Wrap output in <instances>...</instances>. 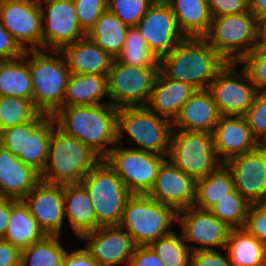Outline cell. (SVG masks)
Instances as JSON below:
<instances>
[{"mask_svg":"<svg viewBox=\"0 0 266 266\" xmlns=\"http://www.w3.org/2000/svg\"><path fill=\"white\" fill-rule=\"evenodd\" d=\"M147 195L178 212L195 205L196 181L167 158Z\"/></svg>","mask_w":266,"mask_h":266,"instance_id":"cell-21","label":"cell"},{"mask_svg":"<svg viewBox=\"0 0 266 266\" xmlns=\"http://www.w3.org/2000/svg\"><path fill=\"white\" fill-rule=\"evenodd\" d=\"M85 240V249L99 266H117L125 263L129 266L136 247L128 232L119 225L101 226L86 233L80 240Z\"/></svg>","mask_w":266,"mask_h":266,"instance_id":"cell-19","label":"cell"},{"mask_svg":"<svg viewBox=\"0 0 266 266\" xmlns=\"http://www.w3.org/2000/svg\"><path fill=\"white\" fill-rule=\"evenodd\" d=\"M55 125L52 115L40 112L29 122L4 129L0 144L41 174L47 162Z\"/></svg>","mask_w":266,"mask_h":266,"instance_id":"cell-9","label":"cell"},{"mask_svg":"<svg viewBox=\"0 0 266 266\" xmlns=\"http://www.w3.org/2000/svg\"><path fill=\"white\" fill-rule=\"evenodd\" d=\"M11 213V198L0 197V239H3Z\"/></svg>","mask_w":266,"mask_h":266,"instance_id":"cell-51","label":"cell"},{"mask_svg":"<svg viewBox=\"0 0 266 266\" xmlns=\"http://www.w3.org/2000/svg\"><path fill=\"white\" fill-rule=\"evenodd\" d=\"M115 146L104 159L115 170L131 194H148L160 167L168 156L130 147L121 148L120 143Z\"/></svg>","mask_w":266,"mask_h":266,"instance_id":"cell-11","label":"cell"},{"mask_svg":"<svg viewBox=\"0 0 266 266\" xmlns=\"http://www.w3.org/2000/svg\"><path fill=\"white\" fill-rule=\"evenodd\" d=\"M46 234L39 227L23 200L11 198V213L4 240L20 251L42 240Z\"/></svg>","mask_w":266,"mask_h":266,"instance_id":"cell-30","label":"cell"},{"mask_svg":"<svg viewBox=\"0 0 266 266\" xmlns=\"http://www.w3.org/2000/svg\"><path fill=\"white\" fill-rule=\"evenodd\" d=\"M212 18L249 11V0H207Z\"/></svg>","mask_w":266,"mask_h":266,"instance_id":"cell-45","label":"cell"},{"mask_svg":"<svg viewBox=\"0 0 266 266\" xmlns=\"http://www.w3.org/2000/svg\"><path fill=\"white\" fill-rule=\"evenodd\" d=\"M261 27L249 10L212 18L210 30L204 38L227 62H239L260 44Z\"/></svg>","mask_w":266,"mask_h":266,"instance_id":"cell-6","label":"cell"},{"mask_svg":"<svg viewBox=\"0 0 266 266\" xmlns=\"http://www.w3.org/2000/svg\"><path fill=\"white\" fill-rule=\"evenodd\" d=\"M226 64L205 38L185 37L159 59V70L170 79L206 90Z\"/></svg>","mask_w":266,"mask_h":266,"instance_id":"cell-2","label":"cell"},{"mask_svg":"<svg viewBox=\"0 0 266 266\" xmlns=\"http://www.w3.org/2000/svg\"><path fill=\"white\" fill-rule=\"evenodd\" d=\"M155 0H107V10L128 27L137 26Z\"/></svg>","mask_w":266,"mask_h":266,"instance_id":"cell-40","label":"cell"},{"mask_svg":"<svg viewBox=\"0 0 266 266\" xmlns=\"http://www.w3.org/2000/svg\"><path fill=\"white\" fill-rule=\"evenodd\" d=\"M149 247L166 266H190L191 250L181 233H173L152 242Z\"/></svg>","mask_w":266,"mask_h":266,"instance_id":"cell-37","label":"cell"},{"mask_svg":"<svg viewBox=\"0 0 266 266\" xmlns=\"http://www.w3.org/2000/svg\"><path fill=\"white\" fill-rule=\"evenodd\" d=\"M250 205L251 203L234 189L213 205L209 211L231 229L244 228Z\"/></svg>","mask_w":266,"mask_h":266,"instance_id":"cell-38","label":"cell"},{"mask_svg":"<svg viewBox=\"0 0 266 266\" xmlns=\"http://www.w3.org/2000/svg\"><path fill=\"white\" fill-rule=\"evenodd\" d=\"M24 52L13 36L0 23V60L16 59L22 56Z\"/></svg>","mask_w":266,"mask_h":266,"instance_id":"cell-47","label":"cell"},{"mask_svg":"<svg viewBox=\"0 0 266 266\" xmlns=\"http://www.w3.org/2000/svg\"><path fill=\"white\" fill-rule=\"evenodd\" d=\"M159 67H137L115 58L108 73V102L116 108L146 106Z\"/></svg>","mask_w":266,"mask_h":266,"instance_id":"cell-12","label":"cell"},{"mask_svg":"<svg viewBox=\"0 0 266 266\" xmlns=\"http://www.w3.org/2000/svg\"><path fill=\"white\" fill-rule=\"evenodd\" d=\"M129 266H166L149 246H136Z\"/></svg>","mask_w":266,"mask_h":266,"instance_id":"cell-48","label":"cell"},{"mask_svg":"<svg viewBox=\"0 0 266 266\" xmlns=\"http://www.w3.org/2000/svg\"><path fill=\"white\" fill-rule=\"evenodd\" d=\"M177 223L191 252L217 250L219 247L226 249L231 228L209 210L192 206L178 211Z\"/></svg>","mask_w":266,"mask_h":266,"instance_id":"cell-16","label":"cell"},{"mask_svg":"<svg viewBox=\"0 0 266 266\" xmlns=\"http://www.w3.org/2000/svg\"><path fill=\"white\" fill-rule=\"evenodd\" d=\"M221 114L206 90H196L172 122V130L213 133Z\"/></svg>","mask_w":266,"mask_h":266,"instance_id":"cell-24","label":"cell"},{"mask_svg":"<svg viewBox=\"0 0 266 266\" xmlns=\"http://www.w3.org/2000/svg\"><path fill=\"white\" fill-rule=\"evenodd\" d=\"M244 229L266 246V203L250 205Z\"/></svg>","mask_w":266,"mask_h":266,"instance_id":"cell-44","label":"cell"},{"mask_svg":"<svg viewBox=\"0 0 266 266\" xmlns=\"http://www.w3.org/2000/svg\"><path fill=\"white\" fill-rule=\"evenodd\" d=\"M168 159L195 181L214 172L219 161L213 133L172 130Z\"/></svg>","mask_w":266,"mask_h":266,"instance_id":"cell-10","label":"cell"},{"mask_svg":"<svg viewBox=\"0 0 266 266\" xmlns=\"http://www.w3.org/2000/svg\"><path fill=\"white\" fill-rule=\"evenodd\" d=\"M52 116L60 130L79 139L102 159L117 144L118 108L109 103L63 106Z\"/></svg>","mask_w":266,"mask_h":266,"instance_id":"cell-1","label":"cell"},{"mask_svg":"<svg viewBox=\"0 0 266 266\" xmlns=\"http://www.w3.org/2000/svg\"><path fill=\"white\" fill-rule=\"evenodd\" d=\"M22 97L33 101L29 50L16 59L0 60V97Z\"/></svg>","mask_w":266,"mask_h":266,"instance_id":"cell-31","label":"cell"},{"mask_svg":"<svg viewBox=\"0 0 266 266\" xmlns=\"http://www.w3.org/2000/svg\"><path fill=\"white\" fill-rule=\"evenodd\" d=\"M79 25L87 35L101 14L107 11V0H73Z\"/></svg>","mask_w":266,"mask_h":266,"instance_id":"cell-42","label":"cell"},{"mask_svg":"<svg viewBox=\"0 0 266 266\" xmlns=\"http://www.w3.org/2000/svg\"><path fill=\"white\" fill-rule=\"evenodd\" d=\"M48 52L29 50V70L34 106L42 113L53 115L63 107L70 72L61 51Z\"/></svg>","mask_w":266,"mask_h":266,"instance_id":"cell-4","label":"cell"},{"mask_svg":"<svg viewBox=\"0 0 266 266\" xmlns=\"http://www.w3.org/2000/svg\"><path fill=\"white\" fill-rule=\"evenodd\" d=\"M97 215V229L119 225L127 199L132 195L115 170L102 159L82 180Z\"/></svg>","mask_w":266,"mask_h":266,"instance_id":"cell-8","label":"cell"},{"mask_svg":"<svg viewBox=\"0 0 266 266\" xmlns=\"http://www.w3.org/2000/svg\"><path fill=\"white\" fill-rule=\"evenodd\" d=\"M108 94V75L70 74L63 106L101 105Z\"/></svg>","mask_w":266,"mask_h":266,"instance_id":"cell-29","label":"cell"},{"mask_svg":"<svg viewBox=\"0 0 266 266\" xmlns=\"http://www.w3.org/2000/svg\"><path fill=\"white\" fill-rule=\"evenodd\" d=\"M41 175L0 144V197L22 200Z\"/></svg>","mask_w":266,"mask_h":266,"instance_id":"cell-23","label":"cell"},{"mask_svg":"<svg viewBox=\"0 0 266 266\" xmlns=\"http://www.w3.org/2000/svg\"><path fill=\"white\" fill-rule=\"evenodd\" d=\"M225 251L232 266H266V246L244 228L230 230Z\"/></svg>","mask_w":266,"mask_h":266,"instance_id":"cell-32","label":"cell"},{"mask_svg":"<svg viewBox=\"0 0 266 266\" xmlns=\"http://www.w3.org/2000/svg\"><path fill=\"white\" fill-rule=\"evenodd\" d=\"M234 189L231 171L225 164H221L214 172L196 181L194 206L202 210H209Z\"/></svg>","mask_w":266,"mask_h":266,"instance_id":"cell-33","label":"cell"},{"mask_svg":"<svg viewBox=\"0 0 266 266\" xmlns=\"http://www.w3.org/2000/svg\"><path fill=\"white\" fill-rule=\"evenodd\" d=\"M171 7L179 31L184 37L204 38L212 17L207 0H165Z\"/></svg>","mask_w":266,"mask_h":266,"instance_id":"cell-28","label":"cell"},{"mask_svg":"<svg viewBox=\"0 0 266 266\" xmlns=\"http://www.w3.org/2000/svg\"><path fill=\"white\" fill-rule=\"evenodd\" d=\"M238 63H242L257 92H266V50L258 44Z\"/></svg>","mask_w":266,"mask_h":266,"instance_id":"cell-41","label":"cell"},{"mask_svg":"<svg viewBox=\"0 0 266 266\" xmlns=\"http://www.w3.org/2000/svg\"><path fill=\"white\" fill-rule=\"evenodd\" d=\"M213 142L222 164L260 145L253 136L245 116L237 115H221L213 131Z\"/></svg>","mask_w":266,"mask_h":266,"instance_id":"cell-22","label":"cell"},{"mask_svg":"<svg viewBox=\"0 0 266 266\" xmlns=\"http://www.w3.org/2000/svg\"><path fill=\"white\" fill-rule=\"evenodd\" d=\"M238 62H227L208 87L221 115L244 116L258 93L247 71Z\"/></svg>","mask_w":266,"mask_h":266,"instance_id":"cell-13","label":"cell"},{"mask_svg":"<svg viewBox=\"0 0 266 266\" xmlns=\"http://www.w3.org/2000/svg\"><path fill=\"white\" fill-rule=\"evenodd\" d=\"M65 218L80 239L97 229V215L85 187L81 183L63 185Z\"/></svg>","mask_w":266,"mask_h":266,"instance_id":"cell-27","label":"cell"},{"mask_svg":"<svg viewBox=\"0 0 266 266\" xmlns=\"http://www.w3.org/2000/svg\"><path fill=\"white\" fill-rule=\"evenodd\" d=\"M178 212L149 197L147 194H132L126 201L119 226L125 229L136 246H149L152 242L174 231Z\"/></svg>","mask_w":266,"mask_h":266,"instance_id":"cell-5","label":"cell"},{"mask_svg":"<svg viewBox=\"0 0 266 266\" xmlns=\"http://www.w3.org/2000/svg\"><path fill=\"white\" fill-rule=\"evenodd\" d=\"M225 165L232 173L234 188L248 202L266 203V148L259 145Z\"/></svg>","mask_w":266,"mask_h":266,"instance_id":"cell-18","label":"cell"},{"mask_svg":"<svg viewBox=\"0 0 266 266\" xmlns=\"http://www.w3.org/2000/svg\"><path fill=\"white\" fill-rule=\"evenodd\" d=\"M115 59L131 66L159 67V59L149 49L136 26L128 28L125 44Z\"/></svg>","mask_w":266,"mask_h":266,"instance_id":"cell-36","label":"cell"},{"mask_svg":"<svg viewBox=\"0 0 266 266\" xmlns=\"http://www.w3.org/2000/svg\"><path fill=\"white\" fill-rule=\"evenodd\" d=\"M21 251L10 242L0 239V266H20Z\"/></svg>","mask_w":266,"mask_h":266,"instance_id":"cell-50","label":"cell"},{"mask_svg":"<svg viewBox=\"0 0 266 266\" xmlns=\"http://www.w3.org/2000/svg\"><path fill=\"white\" fill-rule=\"evenodd\" d=\"M136 27L158 59L185 38L165 0H155Z\"/></svg>","mask_w":266,"mask_h":266,"instance_id":"cell-17","label":"cell"},{"mask_svg":"<svg viewBox=\"0 0 266 266\" xmlns=\"http://www.w3.org/2000/svg\"><path fill=\"white\" fill-rule=\"evenodd\" d=\"M46 235H60L65 222L63 185L41 180L23 199Z\"/></svg>","mask_w":266,"mask_h":266,"instance_id":"cell-20","label":"cell"},{"mask_svg":"<svg viewBox=\"0 0 266 266\" xmlns=\"http://www.w3.org/2000/svg\"><path fill=\"white\" fill-rule=\"evenodd\" d=\"M62 266H99L91 254L84 248L66 252Z\"/></svg>","mask_w":266,"mask_h":266,"instance_id":"cell-49","label":"cell"},{"mask_svg":"<svg viewBox=\"0 0 266 266\" xmlns=\"http://www.w3.org/2000/svg\"><path fill=\"white\" fill-rule=\"evenodd\" d=\"M61 52L70 74L108 75L114 59L87 35L65 46Z\"/></svg>","mask_w":266,"mask_h":266,"instance_id":"cell-26","label":"cell"},{"mask_svg":"<svg viewBox=\"0 0 266 266\" xmlns=\"http://www.w3.org/2000/svg\"><path fill=\"white\" fill-rule=\"evenodd\" d=\"M253 136L260 143L266 137V92H258L244 115Z\"/></svg>","mask_w":266,"mask_h":266,"instance_id":"cell-43","label":"cell"},{"mask_svg":"<svg viewBox=\"0 0 266 266\" xmlns=\"http://www.w3.org/2000/svg\"><path fill=\"white\" fill-rule=\"evenodd\" d=\"M260 45L266 50V32H260Z\"/></svg>","mask_w":266,"mask_h":266,"instance_id":"cell-53","label":"cell"},{"mask_svg":"<svg viewBox=\"0 0 266 266\" xmlns=\"http://www.w3.org/2000/svg\"><path fill=\"white\" fill-rule=\"evenodd\" d=\"M101 160L89 146L55 125L41 180L60 185L81 183Z\"/></svg>","mask_w":266,"mask_h":266,"instance_id":"cell-3","label":"cell"},{"mask_svg":"<svg viewBox=\"0 0 266 266\" xmlns=\"http://www.w3.org/2000/svg\"><path fill=\"white\" fill-rule=\"evenodd\" d=\"M249 9L262 25L266 23V0H249Z\"/></svg>","mask_w":266,"mask_h":266,"instance_id":"cell-52","label":"cell"},{"mask_svg":"<svg viewBox=\"0 0 266 266\" xmlns=\"http://www.w3.org/2000/svg\"><path fill=\"white\" fill-rule=\"evenodd\" d=\"M128 28L107 10L101 14L87 36L111 57L116 58L125 44Z\"/></svg>","mask_w":266,"mask_h":266,"instance_id":"cell-34","label":"cell"},{"mask_svg":"<svg viewBox=\"0 0 266 266\" xmlns=\"http://www.w3.org/2000/svg\"><path fill=\"white\" fill-rule=\"evenodd\" d=\"M40 111L32 100L22 97H0V127L3 131L33 120Z\"/></svg>","mask_w":266,"mask_h":266,"instance_id":"cell-39","label":"cell"},{"mask_svg":"<svg viewBox=\"0 0 266 266\" xmlns=\"http://www.w3.org/2000/svg\"><path fill=\"white\" fill-rule=\"evenodd\" d=\"M38 1L42 15L43 50L61 51L86 36L79 25L73 0Z\"/></svg>","mask_w":266,"mask_h":266,"instance_id":"cell-14","label":"cell"},{"mask_svg":"<svg viewBox=\"0 0 266 266\" xmlns=\"http://www.w3.org/2000/svg\"><path fill=\"white\" fill-rule=\"evenodd\" d=\"M60 235H46L42 240L21 250L20 266H62L67 249Z\"/></svg>","mask_w":266,"mask_h":266,"instance_id":"cell-35","label":"cell"},{"mask_svg":"<svg viewBox=\"0 0 266 266\" xmlns=\"http://www.w3.org/2000/svg\"><path fill=\"white\" fill-rule=\"evenodd\" d=\"M195 91L191 85L170 79L159 70L146 106L173 122Z\"/></svg>","mask_w":266,"mask_h":266,"instance_id":"cell-25","label":"cell"},{"mask_svg":"<svg viewBox=\"0 0 266 266\" xmlns=\"http://www.w3.org/2000/svg\"><path fill=\"white\" fill-rule=\"evenodd\" d=\"M260 146L266 148V137L260 142Z\"/></svg>","mask_w":266,"mask_h":266,"instance_id":"cell-54","label":"cell"},{"mask_svg":"<svg viewBox=\"0 0 266 266\" xmlns=\"http://www.w3.org/2000/svg\"><path fill=\"white\" fill-rule=\"evenodd\" d=\"M190 266H232L229 255H222L218 250H197L191 252Z\"/></svg>","mask_w":266,"mask_h":266,"instance_id":"cell-46","label":"cell"},{"mask_svg":"<svg viewBox=\"0 0 266 266\" xmlns=\"http://www.w3.org/2000/svg\"><path fill=\"white\" fill-rule=\"evenodd\" d=\"M0 23L24 50H42V15L38 0H0Z\"/></svg>","mask_w":266,"mask_h":266,"instance_id":"cell-15","label":"cell"},{"mask_svg":"<svg viewBox=\"0 0 266 266\" xmlns=\"http://www.w3.org/2000/svg\"><path fill=\"white\" fill-rule=\"evenodd\" d=\"M260 32H266V23L262 25Z\"/></svg>","mask_w":266,"mask_h":266,"instance_id":"cell-55","label":"cell"},{"mask_svg":"<svg viewBox=\"0 0 266 266\" xmlns=\"http://www.w3.org/2000/svg\"><path fill=\"white\" fill-rule=\"evenodd\" d=\"M123 133L138 144L137 150L168 156L172 134V122L151 111L147 106L118 108L117 143Z\"/></svg>","mask_w":266,"mask_h":266,"instance_id":"cell-7","label":"cell"}]
</instances>
